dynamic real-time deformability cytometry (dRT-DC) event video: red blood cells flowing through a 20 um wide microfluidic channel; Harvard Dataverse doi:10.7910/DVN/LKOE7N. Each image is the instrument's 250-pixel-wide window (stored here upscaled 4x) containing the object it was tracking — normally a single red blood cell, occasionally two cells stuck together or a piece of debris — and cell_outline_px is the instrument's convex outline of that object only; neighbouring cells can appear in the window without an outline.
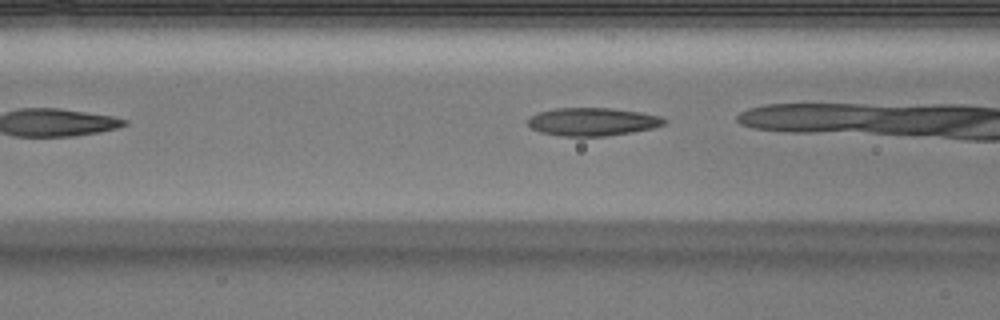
{"species": "Egyptian fruit bat (a non-hibernating species)", "species_latin": "Rousettus aegyptiacus", "temperature_condition": "warm", "stored_images_in_passage": 6, "camera_frame_rate_fps": 3000, "um_per_image_px": 0.085, "animal": {"sex": "male"}, "frame": {"image": 1, "passage_image": 5, "time_ms": 1.333, "image_size_px": [1000, 320], "cell_outline_px": [[668, 120], [664, 124], [652, 128], [632, 132], [604, 136], [560, 136], [540, 132], [532, 128], [528, 124], [528, 120], [532, 116], [540, 112], [556, 108], [612, 108], [640, 112], [660, 116]], "centroid_in_image_um": [50.38, 10.35], "position_along_channel_um": 116.2, "area_um2": 22.14}}